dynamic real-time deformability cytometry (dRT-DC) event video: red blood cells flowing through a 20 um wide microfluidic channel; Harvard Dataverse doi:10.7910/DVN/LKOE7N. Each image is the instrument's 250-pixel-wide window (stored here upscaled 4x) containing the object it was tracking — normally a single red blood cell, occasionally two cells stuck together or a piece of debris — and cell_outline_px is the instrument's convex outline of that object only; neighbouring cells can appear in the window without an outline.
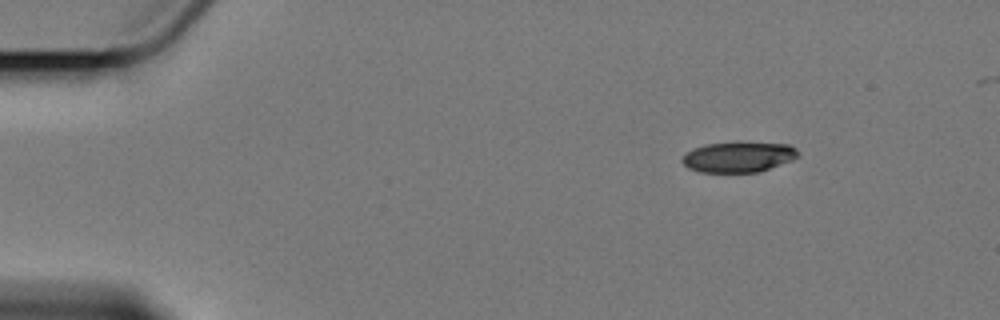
{"species": "Egyptian fruit bat (a non-hibernating species)", "species_latin": "Rousettus aegyptiacus", "temperature_condition": "cold", "stored_images_in_passage": 5, "camera_frame_rate_fps": 3000, "um_per_image_px": 0.085, "animal": {"sex": "female"}, "frame": {"image": 1, "passage_image": 2, "time_ms": 1.333, "image_size_px": [1000, 320], "cell_outline_px": [[800, 156], [792, 160], [760, 172], [700, 172], [688, 168], [680, 160], [684, 152], [704, 144], [736, 140], [740, 140], [788, 144], [796, 148], [800, 152]], "centroid_in_image_um": [62.77, 13.3], "position_along_channel_um": 22.2, "area_um2": 21.5}}
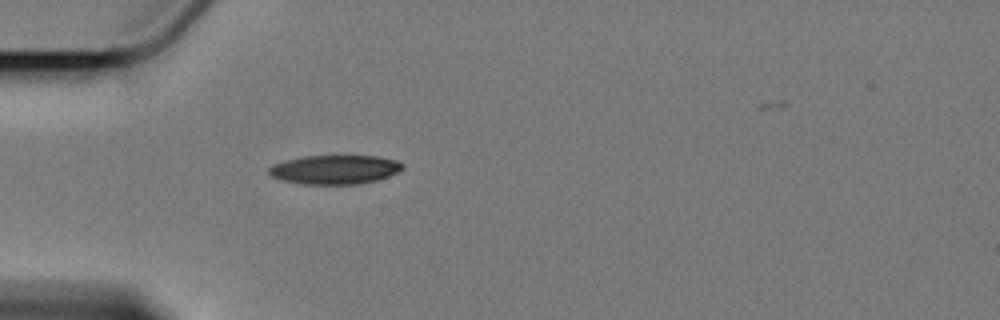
{"frame": {"image": 2, "passage_image": 5, "time_ms": 4.667, "image_size_px": [1000, 320], "cell_outline_px": [[404, 168], [400, 172], [376, 180], [356, 184], [300, 184], [280, 180], [272, 176], [268, 172], [268, 168], [272, 164], [304, 156], [376, 156], [396, 160], [404, 164]], "centroid_in_image_um": [28.46, 14.41], "position_along_channel_um": 56.5, "area_um2": 22.66}}